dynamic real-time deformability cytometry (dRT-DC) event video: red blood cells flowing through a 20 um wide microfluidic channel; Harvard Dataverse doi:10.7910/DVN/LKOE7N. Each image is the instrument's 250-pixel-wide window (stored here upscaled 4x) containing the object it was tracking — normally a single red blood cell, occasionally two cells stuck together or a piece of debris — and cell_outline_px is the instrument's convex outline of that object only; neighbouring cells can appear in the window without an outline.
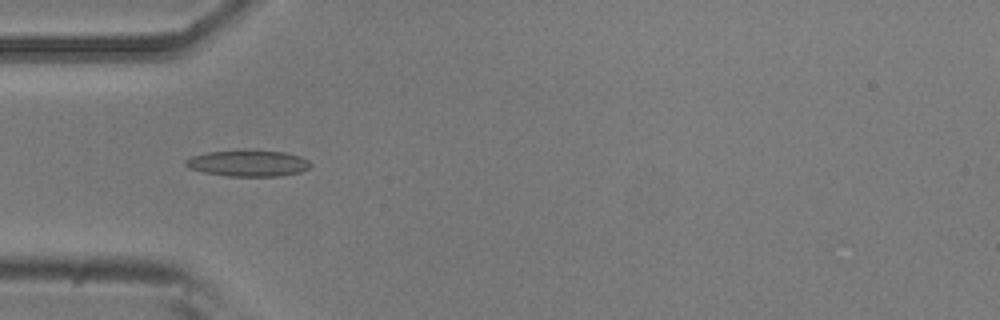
{"species": "common noctule bat (a hibernating species)", "species_latin": "Nyctalus noctula", "temperature_condition": "room temperature", "stored_images_in_passage": 6, "camera_frame_rate_fps": 3000, "um_per_image_px": 0.085, "animal": {"sex": "male", "body_mass_g": 20.5, "forearm_length_mm": 52.5}, "frame": {"image": 1, "passage_image": 4, "time_ms": 3.667, "image_size_px": [1000, 320], "cell_outline_px": [[312, 164], [308, 168], [300, 172], [280, 176], [228, 176], [204, 172], [188, 168], [184, 164], [184, 160], [192, 156], [208, 152], [284, 152], [300, 156], [308, 160]], "centroid_in_image_um": [21.08, 13.91], "position_along_channel_um": 63.9, "area_um2": 18.5}}
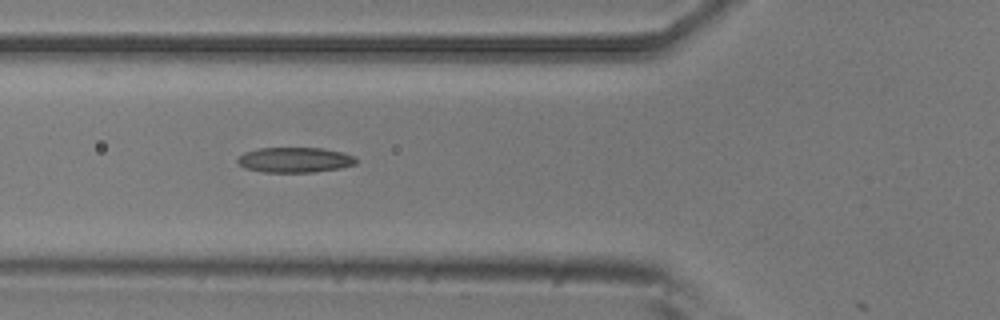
{"frame": {"image": 2, "passage_image": 5, "time_ms": 4.667, "image_size_px": [1000, 320], "cell_outline_px": [[356, 164], [340, 168], [312, 172], [264, 172], [244, 168], [236, 160], [244, 152], [260, 148], [320, 148], [340, 152], [352, 156], [356, 160]], "centroid_in_image_um": [25.02, 13.59], "position_along_channel_um": 100.8, "area_um2": 17.17}}
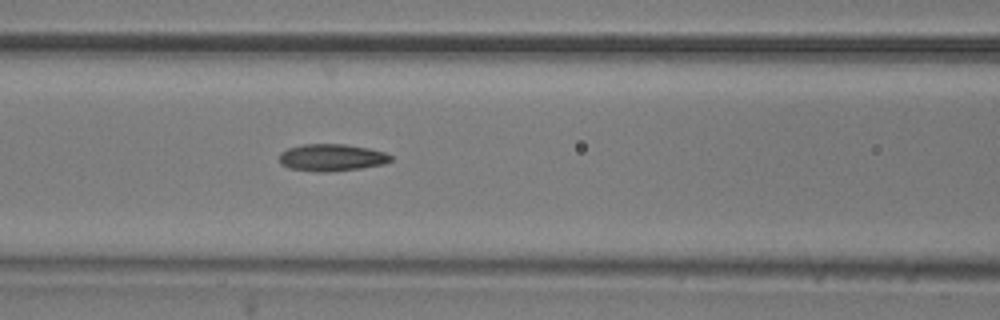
{"frame": {"image": 3, "passage_image": 6, "time_ms": 5.667, "image_size_px": [1000, 320], "cell_outline_px": [[392, 160], [384, 164], [360, 168], [328, 172], [316, 172], [288, 168], [280, 164], [280, 152], [288, 148], [304, 144], [344, 144], [368, 148], [384, 152], [392, 156]], "centroid_in_image_um": [28.17, 13.39], "position_along_channel_um": 138.4, "area_um2": 17.63}}